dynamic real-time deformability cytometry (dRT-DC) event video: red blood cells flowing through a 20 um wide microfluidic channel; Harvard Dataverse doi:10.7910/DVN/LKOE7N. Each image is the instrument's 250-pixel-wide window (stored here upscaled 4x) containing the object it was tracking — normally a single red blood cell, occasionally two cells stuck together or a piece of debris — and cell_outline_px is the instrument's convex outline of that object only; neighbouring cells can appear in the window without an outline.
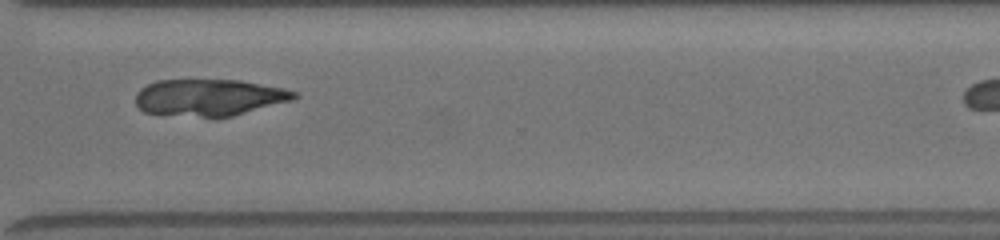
{"species": "common noctule bat (a hibernating species)", "species_latin": "Nyctalus noctula", "temperature_condition": "room temperature", "stored_images_in_passage": 21, "camera_frame_rate_fps": 3000, "um_per_image_px": 0.085, "animal": {"sex": "female", "body_mass_g": 19.5, "forearm_length_mm": 54.1}, "frame": {"image": 1, "passage_image": 17, "time_ms": 7.333, "image_size_px": [1000, 240], "cell_outline_px": [[300, 96], [292, 100], [232, 116], [200, 116], [144, 112], [136, 104], [136, 92], [140, 88], [156, 80], [240, 80], [284, 88], [300, 92]], "centroid_in_image_um": [17.82, 8.26], "position_along_channel_um": 352.8, "area_um2": 33.7}}